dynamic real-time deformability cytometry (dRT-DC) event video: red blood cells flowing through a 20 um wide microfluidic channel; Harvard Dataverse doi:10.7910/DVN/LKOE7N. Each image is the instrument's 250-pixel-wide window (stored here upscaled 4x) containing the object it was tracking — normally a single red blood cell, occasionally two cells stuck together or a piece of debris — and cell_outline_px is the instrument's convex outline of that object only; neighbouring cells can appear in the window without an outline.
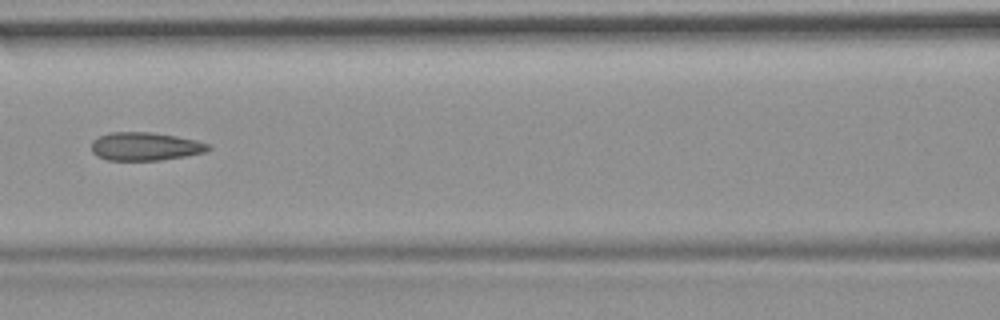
{"species": "common noctule bat (a hibernating species)", "species_latin": "Nyctalus noctula", "temperature_condition": "room temperature", "stored_images_in_passage": 7, "camera_frame_rate_fps": 3000, "um_per_image_px": 0.085, "animal": {"sex": "female", "body_mass_g": 19.9}, "frame": {"image": 1, "passage_image": 7, "time_ms": 7.667, "image_size_px": [1000, 320], "cell_outline_px": [[212, 148], [208, 152], [160, 160], [108, 160], [96, 156], [92, 152], [92, 140], [108, 132], [152, 132], [176, 136], [196, 140], [208, 144]], "centroid_in_image_um": [12.34, 12.44], "position_along_channel_um": 154.3, "area_um2": 19.31}}